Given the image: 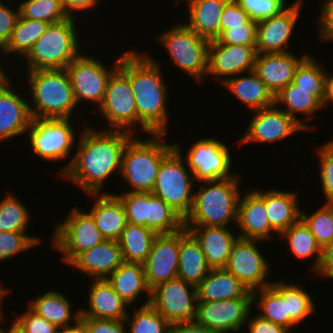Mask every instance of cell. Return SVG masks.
Returning <instances> with one entry per match:
<instances>
[{"instance_id":"cell-51","label":"cell","mask_w":333,"mask_h":333,"mask_svg":"<svg viewBox=\"0 0 333 333\" xmlns=\"http://www.w3.org/2000/svg\"><path fill=\"white\" fill-rule=\"evenodd\" d=\"M257 23L248 20L242 26L230 27L218 40L223 44L256 46Z\"/></svg>"},{"instance_id":"cell-35","label":"cell","mask_w":333,"mask_h":333,"mask_svg":"<svg viewBox=\"0 0 333 333\" xmlns=\"http://www.w3.org/2000/svg\"><path fill=\"white\" fill-rule=\"evenodd\" d=\"M35 298L28 306L58 328L71 326L69 323L72 320H74L73 324H76L81 318L80 309L75 313L72 312L73 309L66 294L50 290Z\"/></svg>"},{"instance_id":"cell-17","label":"cell","mask_w":333,"mask_h":333,"mask_svg":"<svg viewBox=\"0 0 333 333\" xmlns=\"http://www.w3.org/2000/svg\"><path fill=\"white\" fill-rule=\"evenodd\" d=\"M257 54L256 46L230 45L218 39L211 40L208 45L207 75H214L223 84L238 74H247L254 70Z\"/></svg>"},{"instance_id":"cell-24","label":"cell","mask_w":333,"mask_h":333,"mask_svg":"<svg viewBox=\"0 0 333 333\" xmlns=\"http://www.w3.org/2000/svg\"><path fill=\"white\" fill-rule=\"evenodd\" d=\"M123 262L119 242L104 240L80 253L69 265L91 279H106Z\"/></svg>"},{"instance_id":"cell-5","label":"cell","mask_w":333,"mask_h":333,"mask_svg":"<svg viewBox=\"0 0 333 333\" xmlns=\"http://www.w3.org/2000/svg\"><path fill=\"white\" fill-rule=\"evenodd\" d=\"M150 135L146 139L133 135L125 146L118 175L131 187L125 192H152L160 164L174 148V143L163 141L166 134Z\"/></svg>"},{"instance_id":"cell-10","label":"cell","mask_w":333,"mask_h":333,"mask_svg":"<svg viewBox=\"0 0 333 333\" xmlns=\"http://www.w3.org/2000/svg\"><path fill=\"white\" fill-rule=\"evenodd\" d=\"M71 119L32 118L27 130L29 145L43 160L61 161L71 156L77 140ZM76 138V139H75Z\"/></svg>"},{"instance_id":"cell-46","label":"cell","mask_w":333,"mask_h":333,"mask_svg":"<svg viewBox=\"0 0 333 333\" xmlns=\"http://www.w3.org/2000/svg\"><path fill=\"white\" fill-rule=\"evenodd\" d=\"M321 65L308 55L296 69L292 83L304 91H326L328 73Z\"/></svg>"},{"instance_id":"cell-1","label":"cell","mask_w":333,"mask_h":333,"mask_svg":"<svg viewBox=\"0 0 333 333\" xmlns=\"http://www.w3.org/2000/svg\"><path fill=\"white\" fill-rule=\"evenodd\" d=\"M97 130L84 126L79 138L76 154L70 162L58 170L61 178L82 188L87 194L103 193L104 181L120 174L122 156L132 133L120 130Z\"/></svg>"},{"instance_id":"cell-21","label":"cell","mask_w":333,"mask_h":333,"mask_svg":"<svg viewBox=\"0 0 333 333\" xmlns=\"http://www.w3.org/2000/svg\"><path fill=\"white\" fill-rule=\"evenodd\" d=\"M253 190L239 197L237 224L243 239H270L273 232L279 235L270 225L265 207V191Z\"/></svg>"},{"instance_id":"cell-37","label":"cell","mask_w":333,"mask_h":333,"mask_svg":"<svg viewBox=\"0 0 333 333\" xmlns=\"http://www.w3.org/2000/svg\"><path fill=\"white\" fill-rule=\"evenodd\" d=\"M156 236L157 233L145 226L127 223L118 240L124 262L143 263Z\"/></svg>"},{"instance_id":"cell-16","label":"cell","mask_w":333,"mask_h":333,"mask_svg":"<svg viewBox=\"0 0 333 333\" xmlns=\"http://www.w3.org/2000/svg\"><path fill=\"white\" fill-rule=\"evenodd\" d=\"M252 298L197 302L195 321L216 333L238 332L252 311Z\"/></svg>"},{"instance_id":"cell-38","label":"cell","mask_w":333,"mask_h":333,"mask_svg":"<svg viewBox=\"0 0 333 333\" xmlns=\"http://www.w3.org/2000/svg\"><path fill=\"white\" fill-rule=\"evenodd\" d=\"M279 237L287 240L290 251L300 260L312 258L316 255L311 269L315 273L317 272L321 264L323 249L301 219L282 232Z\"/></svg>"},{"instance_id":"cell-44","label":"cell","mask_w":333,"mask_h":333,"mask_svg":"<svg viewBox=\"0 0 333 333\" xmlns=\"http://www.w3.org/2000/svg\"><path fill=\"white\" fill-rule=\"evenodd\" d=\"M132 315L125 319L130 333H168L171 324L150 304L141 305Z\"/></svg>"},{"instance_id":"cell-66","label":"cell","mask_w":333,"mask_h":333,"mask_svg":"<svg viewBox=\"0 0 333 333\" xmlns=\"http://www.w3.org/2000/svg\"><path fill=\"white\" fill-rule=\"evenodd\" d=\"M0 333H5V328L4 327H3V329L0 328Z\"/></svg>"},{"instance_id":"cell-49","label":"cell","mask_w":333,"mask_h":333,"mask_svg":"<svg viewBox=\"0 0 333 333\" xmlns=\"http://www.w3.org/2000/svg\"><path fill=\"white\" fill-rule=\"evenodd\" d=\"M316 149L325 204H333V140Z\"/></svg>"},{"instance_id":"cell-26","label":"cell","mask_w":333,"mask_h":333,"mask_svg":"<svg viewBox=\"0 0 333 333\" xmlns=\"http://www.w3.org/2000/svg\"><path fill=\"white\" fill-rule=\"evenodd\" d=\"M95 203L88 212L105 240L118 241L127 225V218L121 200L112 193H89Z\"/></svg>"},{"instance_id":"cell-45","label":"cell","mask_w":333,"mask_h":333,"mask_svg":"<svg viewBox=\"0 0 333 333\" xmlns=\"http://www.w3.org/2000/svg\"><path fill=\"white\" fill-rule=\"evenodd\" d=\"M300 219L323 249L333 241V204H323L312 214L300 212Z\"/></svg>"},{"instance_id":"cell-41","label":"cell","mask_w":333,"mask_h":333,"mask_svg":"<svg viewBox=\"0 0 333 333\" xmlns=\"http://www.w3.org/2000/svg\"><path fill=\"white\" fill-rule=\"evenodd\" d=\"M6 194L0 201V232H26L31 217L27 206L12 193Z\"/></svg>"},{"instance_id":"cell-15","label":"cell","mask_w":333,"mask_h":333,"mask_svg":"<svg viewBox=\"0 0 333 333\" xmlns=\"http://www.w3.org/2000/svg\"><path fill=\"white\" fill-rule=\"evenodd\" d=\"M257 239L237 238L231 248L229 260L225 269L233 274L249 291L264 288L272 284L266 281L270 274V264L258 250Z\"/></svg>"},{"instance_id":"cell-43","label":"cell","mask_w":333,"mask_h":333,"mask_svg":"<svg viewBox=\"0 0 333 333\" xmlns=\"http://www.w3.org/2000/svg\"><path fill=\"white\" fill-rule=\"evenodd\" d=\"M315 301L303 287L285 281L286 315L298 325L315 312Z\"/></svg>"},{"instance_id":"cell-12","label":"cell","mask_w":333,"mask_h":333,"mask_svg":"<svg viewBox=\"0 0 333 333\" xmlns=\"http://www.w3.org/2000/svg\"><path fill=\"white\" fill-rule=\"evenodd\" d=\"M149 304L170 324L194 321L197 309L196 286L176 278L151 289Z\"/></svg>"},{"instance_id":"cell-18","label":"cell","mask_w":333,"mask_h":333,"mask_svg":"<svg viewBox=\"0 0 333 333\" xmlns=\"http://www.w3.org/2000/svg\"><path fill=\"white\" fill-rule=\"evenodd\" d=\"M246 133L237 140L240 145L246 143H275L291 136L295 132L306 131L281 107L273 105L254 111Z\"/></svg>"},{"instance_id":"cell-2","label":"cell","mask_w":333,"mask_h":333,"mask_svg":"<svg viewBox=\"0 0 333 333\" xmlns=\"http://www.w3.org/2000/svg\"><path fill=\"white\" fill-rule=\"evenodd\" d=\"M151 56L128 50L121 55L118 69L129 79L135 96L137 123L142 132L166 134L168 88L160 64Z\"/></svg>"},{"instance_id":"cell-32","label":"cell","mask_w":333,"mask_h":333,"mask_svg":"<svg viewBox=\"0 0 333 333\" xmlns=\"http://www.w3.org/2000/svg\"><path fill=\"white\" fill-rule=\"evenodd\" d=\"M221 85L252 111L275 105V96L254 71L245 76L238 74Z\"/></svg>"},{"instance_id":"cell-3","label":"cell","mask_w":333,"mask_h":333,"mask_svg":"<svg viewBox=\"0 0 333 333\" xmlns=\"http://www.w3.org/2000/svg\"><path fill=\"white\" fill-rule=\"evenodd\" d=\"M240 181L239 174L223 180L200 181L202 186L194 192L193 206L184 226L229 227L231 221L237 224Z\"/></svg>"},{"instance_id":"cell-14","label":"cell","mask_w":333,"mask_h":333,"mask_svg":"<svg viewBox=\"0 0 333 333\" xmlns=\"http://www.w3.org/2000/svg\"><path fill=\"white\" fill-rule=\"evenodd\" d=\"M107 120L109 130H120L132 133L137 123L135 96L129 79L117 69L109 78L104 99L98 108Z\"/></svg>"},{"instance_id":"cell-4","label":"cell","mask_w":333,"mask_h":333,"mask_svg":"<svg viewBox=\"0 0 333 333\" xmlns=\"http://www.w3.org/2000/svg\"><path fill=\"white\" fill-rule=\"evenodd\" d=\"M32 118L71 119L78 106L66 69L27 71Z\"/></svg>"},{"instance_id":"cell-19","label":"cell","mask_w":333,"mask_h":333,"mask_svg":"<svg viewBox=\"0 0 333 333\" xmlns=\"http://www.w3.org/2000/svg\"><path fill=\"white\" fill-rule=\"evenodd\" d=\"M304 0H296L280 14L257 23L256 51L258 54L284 53L297 26ZM296 25V26H295Z\"/></svg>"},{"instance_id":"cell-55","label":"cell","mask_w":333,"mask_h":333,"mask_svg":"<svg viewBox=\"0 0 333 333\" xmlns=\"http://www.w3.org/2000/svg\"><path fill=\"white\" fill-rule=\"evenodd\" d=\"M0 0V47L3 48L10 38L11 32L15 28L20 17L19 7L11 9Z\"/></svg>"},{"instance_id":"cell-48","label":"cell","mask_w":333,"mask_h":333,"mask_svg":"<svg viewBox=\"0 0 333 333\" xmlns=\"http://www.w3.org/2000/svg\"><path fill=\"white\" fill-rule=\"evenodd\" d=\"M115 195L124 206L127 223L147 228L148 193L123 192Z\"/></svg>"},{"instance_id":"cell-39","label":"cell","mask_w":333,"mask_h":333,"mask_svg":"<svg viewBox=\"0 0 333 333\" xmlns=\"http://www.w3.org/2000/svg\"><path fill=\"white\" fill-rule=\"evenodd\" d=\"M147 228L157 234H171L184 228V218L159 196L149 192Z\"/></svg>"},{"instance_id":"cell-27","label":"cell","mask_w":333,"mask_h":333,"mask_svg":"<svg viewBox=\"0 0 333 333\" xmlns=\"http://www.w3.org/2000/svg\"><path fill=\"white\" fill-rule=\"evenodd\" d=\"M88 293L89 309H80L81 318L125 320L128 314L125 302L106 279H93Z\"/></svg>"},{"instance_id":"cell-8","label":"cell","mask_w":333,"mask_h":333,"mask_svg":"<svg viewBox=\"0 0 333 333\" xmlns=\"http://www.w3.org/2000/svg\"><path fill=\"white\" fill-rule=\"evenodd\" d=\"M157 38L169 53L170 60L189 76L197 82L207 76L209 40L184 23L170 27Z\"/></svg>"},{"instance_id":"cell-64","label":"cell","mask_w":333,"mask_h":333,"mask_svg":"<svg viewBox=\"0 0 333 333\" xmlns=\"http://www.w3.org/2000/svg\"><path fill=\"white\" fill-rule=\"evenodd\" d=\"M8 291H9V289L7 288V289H5V288H3L2 286L0 287V321H4V318H3V310H2V302H3V297H5V295L6 294H8Z\"/></svg>"},{"instance_id":"cell-54","label":"cell","mask_w":333,"mask_h":333,"mask_svg":"<svg viewBox=\"0 0 333 333\" xmlns=\"http://www.w3.org/2000/svg\"><path fill=\"white\" fill-rule=\"evenodd\" d=\"M87 333H129L125 320L80 318Z\"/></svg>"},{"instance_id":"cell-25","label":"cell","mask_w":333,"mask_h":333,"mask_svg":"<svg viewBox=\"0 0 333 333\" xmlns=\"http://www.w3.org/2000/svg\"><path fill=\"white\" fill-rule=\"evenodd\" d=\"M199 242L212 269L227 266L231 248L237 240L231 229L221 226H184ZM232 231V232H231Z\"/></svg>"},{"instance_id":"cell-36","label":"cell","mask_w":333,"mask_h":333,"mask_svg":"<svg viewBox=\"0 0 333 333\" xmlns=\"http://www.w3.org/2000/svg\"><path fill=\"white\" fill-rule=\"evenodd\" d=\"M252 302L259 308V316L291 330L296 325L286 315L285 282L274 281L271 285L252 292ZM257 299V300H256ZM257 302V303H254Z\"/></svg>"},{"instance_id":"cell-34","label":"cell","mask_w":333,"mask_h":333,"mask_svg":"<svg viewBox=\"0 0 333 333\" xmlns=\"http://www.w3.org/2000/svg\"><path fill=\"white\" fill-rule=\"evenodd\" d=\"M298 193L265 190V207L271 227L280 235L300 219Z\"/></svg>"},{"instance_id":"cell-6","label":"cell","mask_w":333,"mask_h":333,"mask_svg":"<svg viewBox=\"0 0 333 333\" xmlns=\"http://www.w3.org/2000/svg\"><path fill=\"white\" fill-rule=\"evenodd\" d=\"M74 18L69 17L48 26L24 57L28 62L27 71L66 69L81 54Z\"/></svg>"},{"instance_id":"cell-29","label":"cell","mask_w":333,"mask_h":333,"mask_svg":"<svg viewBox=\"0 0 333 333\" xmlns=\"http://www.w3.org/2000/svg\"><path fill=\"white\" fill-rule=\"evenodd\" d=\"M196 290L197 302L252 298V292L225 268L211 269Z\"/></svg>"},{"instance_id":"cell-30","label":"cell","mask_w":333,"mask_h":333,"mask_svg":"<svg viewBox=\"0 0 333 333\" xmlns=\"http://www.w3.org/2000/svg\"><path fill=\"white\" fill-rule=\"evenodd\" d=\"M195 237L184 227L179 231V263L177 278L197 286L211 271Z\"/></svg>"},{"instance_id":"cell-47","label":"cell","mask_w":333,"mask_h":333,"mask_svg":"<svg viewBox=\"0 0 333 333\" xmlns=\"http://www.w3.org/2000/svg\"><path fill=\"white\" fill-rule=\"evenodd\" d=\"M40 242V237L29 236L26 232H0V261L30 250Z\"/></svg>"},{"instance_id":"cell-11","label":"cell","mask_w":333,"mask_h":333,"mask_svg":"<svg viewBox=\"0 0 333 333\" xmlns=\"http://www.w3.org/2000/svg\"><path fill=\"white\" fill-rule=\"evenodd\" d=\"M120 59L121 56L114 68L109 69L93 56L80 54L66 67L77 105L80 106V102L85 100L90 103L94 101L100 107L109 78L118 69Z\"/></svg>"},{"instance_id":"cell-62","label":"cell","mask_w":333,"mask_h":333,"mask_svg":"<svg viewBox=\"0 0 333 333\" xmlns=\"http://www.w3.org/2000/svg\"><path fill=\"white\" fill-rule=\"evenodd\" d=\"M58 333H87L84 323L79 320L76 324L65 328H60Z\"/></svg>"},{"instance_id":"cell-53","label":"cell","mask_w":333,"mask_h":333,"mask_svg":"<svg viewBox=\"0 0 333 333\" xmlns=\"http://www.w3.org/2000/svg\"><path fill=\"white\" fill-rule=\"evenodd\" d=\"M248 20V14L235 0H230L221 15L220 36L230 27L242 26Z\"/></svg>"},{"instance_id":"cell-56","label":"cell","mask_w":333,"mask_h":333,"mask_svg":"<svg viewBox=\"0 0 333 333\" xmlns=\"http://www.w3.org/2000/svg\"><path fill=\"white\" fill-rule=\"evenodd\" d=\"M317 21L321 41H333V0H323Z\"/></svg>"},{"instance_id":"cell-57","label":"cell","mask_w":333,"mask_h":333,"mask_svg":"<svg viewBox=\"0 0 333 333\" xmlns=\"http://www.w3.org/2000/svg\"><path fill=\"white\" fill-rule=\"evenodd\" d=\"M251 312L246 323L249 333H290L289 329L282 325L275 324L259 316L251 317Z\"/></svg>"},{"instance_id":"cell-9","label":"cell","mask_w":333,"mask_h":333,"mask_svg":"<svg viewBox=\"0 0 333 333\" xmlns=\"http://www.w3.org/2000/svg\"><path fill=\"white\" fill-rule=\"evenodd\" d=\"M54 229L51 235L52 246L62 253V260L67 264L83 251L105 240L92 216L78 207H74L66 219L61 223L58 222Z\"/></svg>"},{"instance_id":"cell-13","label":"cell","mask_w":333,"mask_h":333,"mask_svg":"<svg viewBox=\"0 0 333 333\" xmlns=\"http://www.w3.org/2000/svg\"><path fill=\"white\" fill-rule=\"evenodd\" d=\"M229 147L215 138L195 141L186 156V165L198 183L200 181L223 180L233 177L232 156Z\"/></svg>"},{"instance_id":"cell-33","label":"cell","mask_w":333,"mask_h":333,"mask_svg":"<svg viewBox=\"0 0 333 333\" xmlns=\"http://www.w3.org/2000/svg\"><path fill=\"white\" fill-rule=\"evenodd\" d=\"M106 280L128 305L138 300L143 291L149 297L144 304H149L151 289L146 282L143 263L123 262Z\"/></svg>"},{"instance_id":"cell-58","label":"cell","mask_w":333,"mask_h":333,"mask_svg":"<svg viewBox=\"0 0 333 333\" xmlns=\"http://www.w3.org/2000/svg\"><path fill=\"white\" fill-rule=\"evenodd\" d=\"M168 333H216L195 320L171 324Z\"/></svg>"},{"instance_id":"cell-20","label":"cell","mask_w":333,"mask_h":333,"mask_svg":"<svg viewBox=\"0 0 333 333\" xmlns=\"http://www.w3.org/2000/svg\"><path fill=\"white\" fill-rule=\"evenodd\" d=\"M179 263V231L157 234L151 251L143 262L146 282L150 289L176 279Z\"/></svg>"},{"instance_id":"cell-22","label":"cell","mask_w":333,"mask_h":333,"mask_svg":"<svg viewBox=\"0 0 333 333\" xmlns=\"http://www.w3.org/2000/svg\"><path fill=\"white\" fill-rule=\"evenodd\" d=\"M307 56L296 57L291 52L257 54L253 71L275 96L293 82L296 69Z\"/></svg>"},{"instance_id":"cell-31","label":"cell","mask_w":333,"mask_h":333,"mask_svg":"<svg viewBox=\"0 0 333 333\" xmlns=\"http://www.w3.org/2000/svg\"><path fill=\"white\" fill-rule=\"evenodd\" d=\"M230 0H188L189 20L185 24L207 40L220 37V19Z\"/></svg>"},{"instance_id":"cell-61","label":"cell","mask_w":333,"mask_h":333,"mask_svg":"<svg viewBox=\"0 0 333 333\" xmlns=\"http://www.w3.org/2000/svg\"><path fill=\"white\" fill-rule=\"evenodd\" d=\"M328 73L326 81V97L323 106L329 105L328 103H333V75Z\"/></svg>"},{"instance_id":"cell-28","label":"cell","mask_w":333,"mask_h":333,"mask_svg":"<svg viewBox=\"0 0 333 333\" xmlns=\"http://www.w3.org/2000/svg\"><path fill=\"white\" fill-rule=\"evenodd\" d=\"M325 97L326 91H304L295 84L290 83L275 95V105H279L280 103L281 105L283 104V106H286V109L281 110L285 111L306 131H308L313 129L305 122L314 119V113L324 107ZM297 112L298 114H305L306 117L298 119L296 115Z\"/></svg>"},{"instance_id":"cell-59","label":"cell","mask_w":333,"mask_h":333,"mask_svg":"<svg viewBox=\"0 0 333 333\" xmlns=\"http://www.w3.org/2000/svg\"><path fill=\"white\" fill-rule=\"evenodd\" d=\"M65 12L69 17H73L74 12L93 9L99 4V0H61Z\"/></svg>"},{"instance_id":"cell-63","label":"cell","mask_w":333,"mask_h":333,"mask_svg":"<svg viewBox=\"0 0 333 333\" xmlns=\"http://www.w3.org/2000/svg\"><path fill=\"white\" fill-rule=\"evenodd\" d=\"M5 333H26L21 325L14 319L9 329H5Z\"/></svg>"},{"instance_id":"cell-65","label":"cell","mask_w":333,"mask_h":333,"mask_svg":"<svg viewBox=\"0 0 333 333\" xmlns=\"http://www.w3.org/2000/svg\"><path fill=\"white\" fill-rule=\"evenodd\" d=\"M2 50V48L0 47V51ZM2 66H0V85H3L5 83H7L10 79V77L7 76V73L4 72V70H2L1 68Z\"/></svg>"},{"instance_id":"cell-50","label":"cell","mask_w":333,"mask_h":333,"mask_svg":"<svg viewBox=\"0 0 333 333\" xmlns=\"http://www.w3.org/2000/svg\"><path fill=\"white\" fill-rule=\"evenodd\" d=\"M248 14L249 19L258 23L280 14L286 6V0H235Z\"/></svg>"},{"instance_id":"cell-42","label":"cell","mask_w":333,"mask_h":333,"mask_svg":"<svg viewBox=\"0 0 333 333\" xmlns=\"http://www.w3.org/2000/svg\"><path fill=\"white\" fill-rule=\"evenodd\" d=\"M18 7L22 18L39 20L48 24L69 18L61 0H24Z\"/></svg>"},{"instance_id":"cell-60","label":"cell","mask_w":333,"mask_h":333,"mask_svg":"<svg viewBox=\"0 0 333 333\" xmlns=\"http://www.w3.org/2000/svg\"><path fill=\"white\" fill-rule=\"evenodd\" d=\"M316 273L333 278V241L323 248L321 264Z\"/></svg>"},{"instance_id":"cell-40","label":"cell","mask_w":333,"mask_h":333,"mask_svg":"<svg viewBox=\"0 0 333 333\" xmlns=\"http://www.w3.org/2000/svg\"><path fill=\"white\" fill-rule=\"evenodd\" d=\"M49 25L43 21L25 19L20 16L9 40L2 48L3 53L5 52V55L20 54L21 57H25Z\"/></svg>"},{"instance_id":"cell-7","label":"cell","mask_w":333,"mask_h":333,"mask_svg":"<svg viewBox=\"0 0 333 333\" xmlns=\"http://www.w3.org/2000/svg\"><path fill=\"white\" fill-rule=\"evenodd\" d=\"M179 146L174 142V148L163 158L152 193L185 219L193 206L195 180L191 175L193 173L186 169L188 166Z\"/></svg>"},{"instance_id":"cell-23","label":"cell","mask_w":333,"mask_h":333,"mask_svg":"<svg viewBox=\"0 0 333 333\" xmlns=\"http://www.w3.org/2000/svg\"><path fill=\"white\" fill-rule=\"evenodd\" d=\"M10 82L0 85V142L27 133L32 121L30 102L21 98Z\"/></svg>"},{"instance_id":"cell-52","label":"cell","mask_w":333,"mask_h":333,"mask_svg":"<svg viewBox=\"0 0 333 333\" xmlns=\"http://www.w3.org/2000/svg\"><path fill=\"white\" fill-rule=\"evenodd\" d=\"M15 320L26 333H58L60 329L55 324L38 315L29 306L27 311L20 314Z\"/></svg>"}]
</instances>
